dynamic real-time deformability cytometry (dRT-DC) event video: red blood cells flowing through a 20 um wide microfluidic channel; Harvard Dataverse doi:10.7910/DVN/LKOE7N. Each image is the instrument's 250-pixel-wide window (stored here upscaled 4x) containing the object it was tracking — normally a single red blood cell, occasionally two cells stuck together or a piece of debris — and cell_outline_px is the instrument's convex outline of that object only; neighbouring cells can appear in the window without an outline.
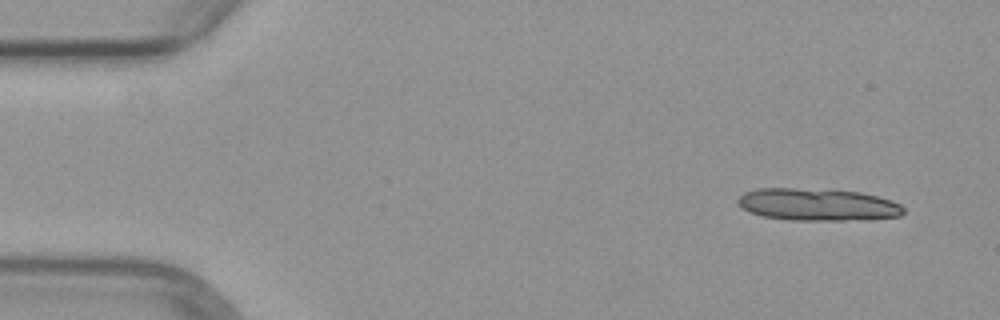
{"species": "common noctule bat (a hibernating species)", "species_latin": "Nyctalus noctula", "temperature_condition": "warm", "stored_images_in_passage": 5, "segment_of_instrument_passage": [1, 2], "camera_frame_rate_fps": 3000, "um_per_image_px": 0.085, "animal": {"sex": "female", "body_mass_g": 29.2, "forearm_length_mm": 56.3}, "frame": {"image": 1, "passage_image": 1, "time_ms": 0.0, "image_size_px": [1000, 320], "cell_outline_px": [[904, 212], [900, 216], [868, 220], [788, 220], [764, 216], [748, 212], [740, 208], [736, 204], [736, 200], [744, 192], [756, 188], [792, 188], [860, 192], [876, 196], [900, 204], [904, 208]], "centroid_in_image_um": [69.44, 17.4], "position_along_channel_um": 15.6, "area_um2": 31.27}}